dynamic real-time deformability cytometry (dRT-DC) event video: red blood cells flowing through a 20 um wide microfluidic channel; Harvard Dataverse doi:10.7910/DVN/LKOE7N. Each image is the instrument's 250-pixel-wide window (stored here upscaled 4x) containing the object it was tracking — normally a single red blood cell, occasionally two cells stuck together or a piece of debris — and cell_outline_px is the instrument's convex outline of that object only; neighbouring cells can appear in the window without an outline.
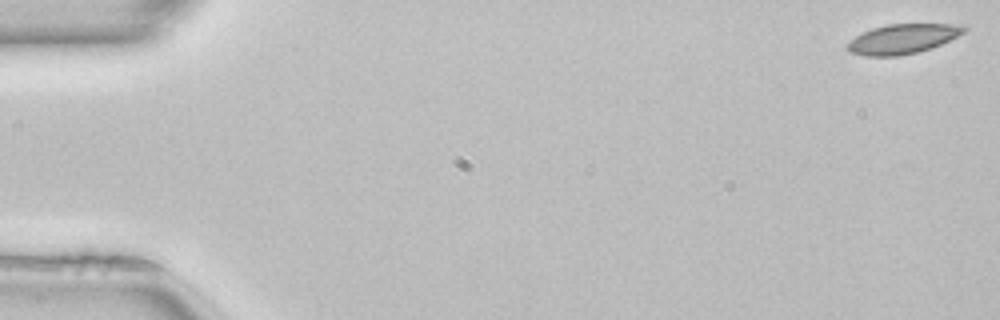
{"species": "common noctule bat (a hibernating species)", "species_latin": "Nyctalus noctula", "temperature_condition": "room temperature", "stored_images_in_passage": 51, "camera_frame_rate_fps": 3000, "um_per_image_px": 0.085, "animal": {"sex": "female", "body_mass_g": 22.7, "forearm_length_mm": 54.2}, "frame": {"image": 1, "passage_image": 1, "time_ms": 0.0, "image_size_px": [1000, 320], "cell_outline_px": [[968, 28], [964, 32], [932, 48], [916, 52], [896, 56], [864, 56], [852, 52], [844, 48], [856, 36], [872, 28], [888, 24], [952, 24]], "centroid_in_image_um": [76.69, 3.31], "position_along_channel_um": 8.3, "area_um2": 19.77}}
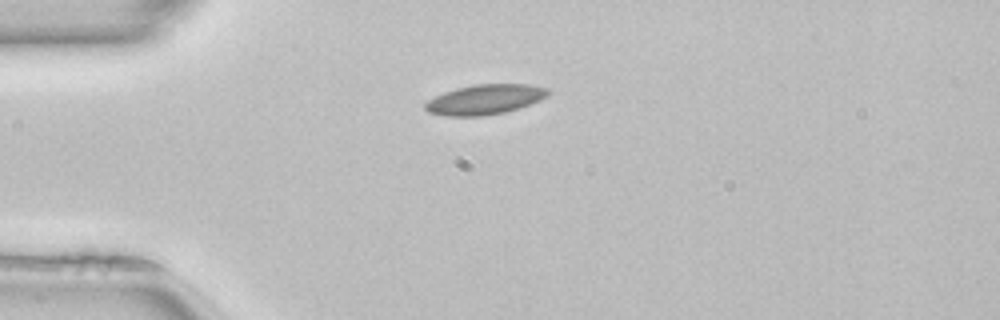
{"frame": {"image": 2, "passage_image": 13, "time_ms": 4.0, "image_size_px": [1000, 320], "cell_outline_px": [[552, 92], [548, 96], [540, 100], [504, 112], [484, 116], [448, 116], [428, 112], [424, 108], [424, 104], [428, 100], [444, 92], [456, 88], [476, 84], [528, 84], [548, 88]], "centroid_in_image_um": [41.22, 8.45], "position_along_channel_um": 43.8, "area_um2": 21.39}}
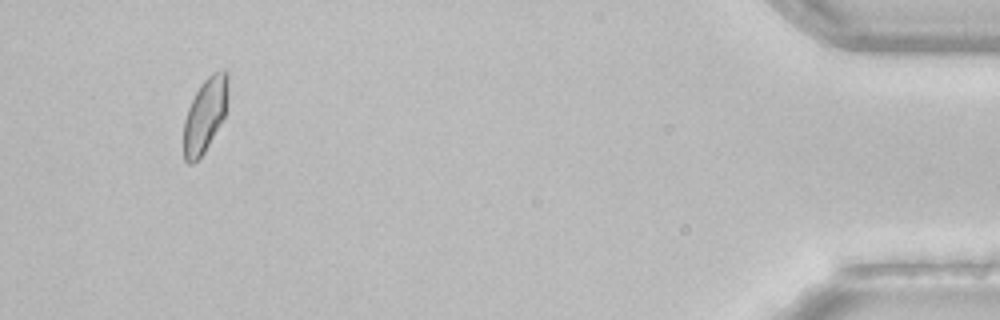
{"frame": {"image": 3, "passage_image": 48, "time_ms": 15.667, "image_size_px": [1000, 320], "cell_outline_px": [[228, 100], [224, 116], [220, 124], [204, 152], [192, 164], [188, 164], [184, 160], [184, 120], [188, 108], [200, 84], [212, 72], [220, 68], [224, 68], [228, 72]], "centroid_in_image_um": [17.45, 9.71], "position_along_channel_um": 417.8, "area_um2": 19.25}, "authors_computed_cell_mechanics": {"area_um2": 19.941, "velocity_mm_per_s": 4.0302, "shape_relaxation_time_tau1_ms": null, "shape_relaxation_time_tau2_ms": 10.1429, "deformation_change_tau1": null, "deformation_change_tau2": 0.1259}}